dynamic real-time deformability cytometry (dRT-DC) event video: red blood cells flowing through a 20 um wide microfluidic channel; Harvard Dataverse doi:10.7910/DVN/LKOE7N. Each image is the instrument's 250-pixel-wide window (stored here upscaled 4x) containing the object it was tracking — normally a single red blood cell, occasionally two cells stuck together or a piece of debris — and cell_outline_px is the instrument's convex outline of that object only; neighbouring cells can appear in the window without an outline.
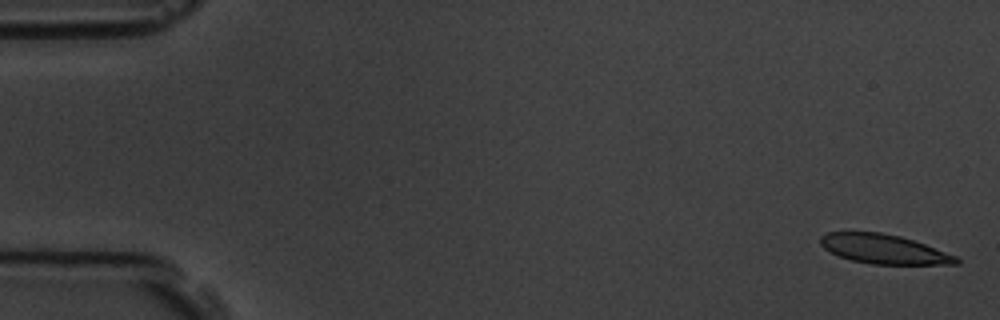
{"species": "common noctule bat (a hibernating species)", "species_latin": "Nyctalus noctula", "temperature_condition": "room temperature", "stored_images_in_passage": 6, "camera_frame_rate_fps": 3000, "um_per_image_px": 0.085, "animal": {"sex": "male", "body_mass_g": 19.5, "forearm_length_mm": 54.6}, "frame": {"image": 1, "passage_image": 1, "time_ms": 0.0, "image_size_px": [1000, 320], "cell_outline_px": [[960, 264], [872, 264], [852, 260], [828, 252], [820, 244], [820, 236], [828, 232], [880, 232], [900, 236], [924, 244], [956, 256], [960, 260]], "centroid_in_image_um": [75.1, 21.17], "position_along_channel_um": 9.9, "area_um2": 23.06}}
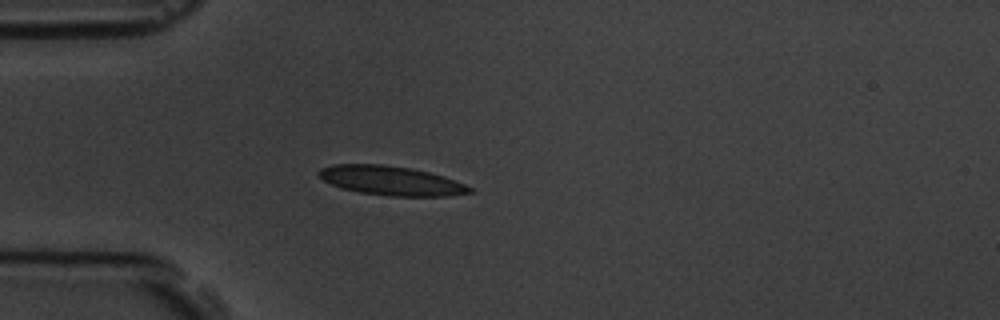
{"frame": {"image": 2, "passage_image": 5, "time_ms": 4.667, "image_size_px": [1000, 320], "cell_outline_px": [[476, 192], [448, 196], [388, 196], [360, 192], [340, 188], [324, 180], [316, 172], [320, 168], [332, 164], [384, 164], [412, 168], [444, 176], [464, 184], [472, 188]], "centroid_in_image_um": [33.25, 15.35], "position_along_channel_um": 51.8, "area_um2": 25.84}}